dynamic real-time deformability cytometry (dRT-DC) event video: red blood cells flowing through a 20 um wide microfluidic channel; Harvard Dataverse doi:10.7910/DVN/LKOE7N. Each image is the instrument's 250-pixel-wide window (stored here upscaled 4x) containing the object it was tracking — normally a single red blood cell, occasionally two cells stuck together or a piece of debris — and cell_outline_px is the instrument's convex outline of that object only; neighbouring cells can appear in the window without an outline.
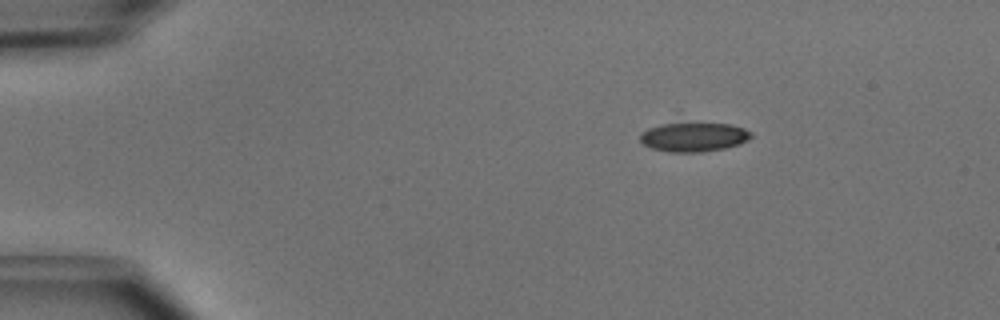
{"species": "common noctule bat (a hibernating species)", "species_latin": "Nyctalus noctula", "temperature_condition": "cold", "stored_images_in_passage": 3, "camera_frame_rate_fps": 3000, "um_per_image_px": 0.085, "animal": {"sex": "male", "body_mass_g": 15.6}, "frame": {"image": 1, "passage_image": 1, "time_ms": 0.0, "image_size_px": [1000, 320], "cell_outline_px": [[752, 136], [748, 140], [740, 144], [724, 148], [700, 152], [668, 152], [652, 148], [644, 144], [640, 140], [640, 132], [648, 128], [660, 124], [732, 124], [744, 128], [752, 132]], "centroid_in_image_um": [58.97, 11.65], "position_along_channel_um": 26.0, "area_um2": 18.73}}